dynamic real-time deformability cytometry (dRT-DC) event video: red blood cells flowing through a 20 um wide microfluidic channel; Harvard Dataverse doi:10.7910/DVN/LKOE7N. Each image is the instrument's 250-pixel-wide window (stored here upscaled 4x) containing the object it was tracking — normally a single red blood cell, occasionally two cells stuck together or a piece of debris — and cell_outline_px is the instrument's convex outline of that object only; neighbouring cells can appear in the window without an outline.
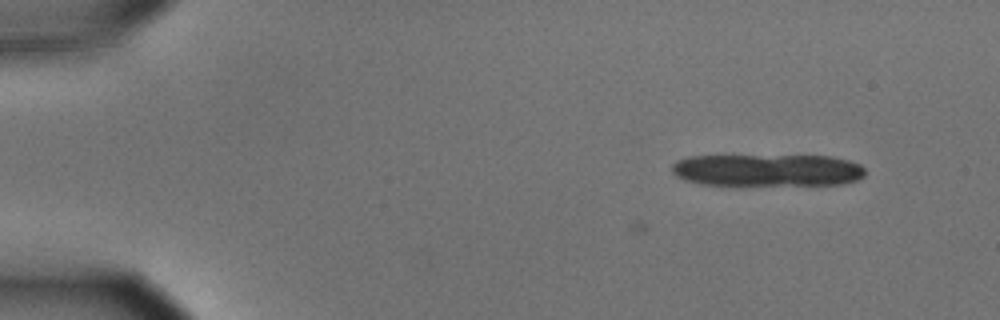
{"species": "common noctule bat (a hibernating species)", "species_latin": "Nyctalus noctula", "temperature_condition": "cold", "stored_images_in_passage": 4, "camera_frame_rate_fps": 3000, "um_per_image_px": 0.085, "animal": {"sex": "male", "body_mass_g": 15.6}, "frame": {"image": 1, "passage_image": 1, "time_ms": 0.0, "image_size_px": [1000, 320], "cell_outline_px": [[864, 176], [856, 180], [840, 184], [700, 184], [684, 180], [676, 176], [672, 172], [672, 164], [676, 160], [688, 156], [832, 156], [848, 160], [860, 164], [864, 168]], "centroid_in_image_um": [65.2, 14.45], "position_along_channel_um": 19.8, "area_um2": 36.01}}